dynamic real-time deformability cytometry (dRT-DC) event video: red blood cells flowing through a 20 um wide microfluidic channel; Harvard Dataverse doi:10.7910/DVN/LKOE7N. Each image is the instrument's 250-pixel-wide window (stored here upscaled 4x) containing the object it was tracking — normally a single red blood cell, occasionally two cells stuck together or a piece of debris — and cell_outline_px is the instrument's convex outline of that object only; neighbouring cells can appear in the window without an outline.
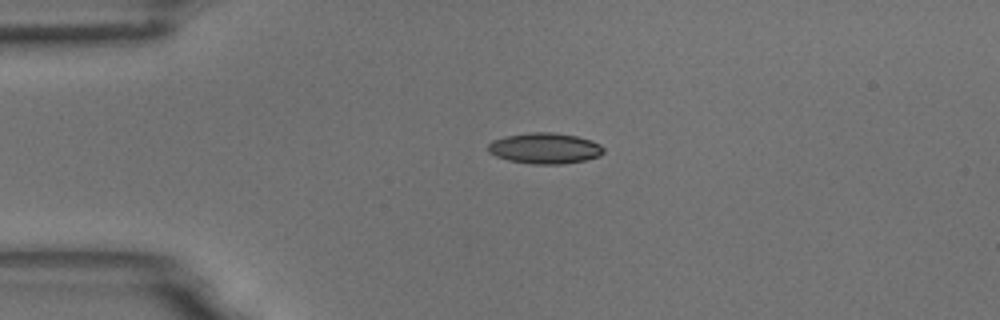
{"species": "common noctule bat (a hibernating species)", "species_latin": "Nyctalus noctula", "temperature_condition": "room temperature", "stored_images_in_passage": 4, "camera_frame_rate_fps": 3000, "um_per_image_px": 0.085, "animal": {"sex": "male", "body_mass_g": 18.8}, "frame": {"image": 1, "passage_image": 3, "time_ms": 0.667, "image_size_px": [1000, 320], "cell_outline_px": [[604, 152], [600, 156], [584, 160], [564, 164], [532, 164], [508, 160], [496, 156], [488, 152], [488, 144], [492, 140], [504, 136], [532, 132], [552, 132], [576, 136], [592, 140], [600, 144], [604, 148]], "centroid_in_image_um": [46.31, 12.6], "position_along_channel_um": 38.7, "area_um2": 20.87}}